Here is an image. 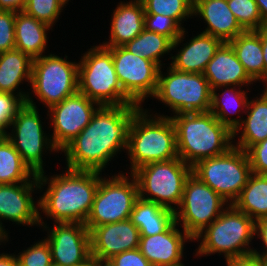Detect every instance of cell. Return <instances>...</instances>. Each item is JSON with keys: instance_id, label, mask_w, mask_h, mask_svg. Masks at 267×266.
Segmentation results:
<instances>
[{"instance_id": "obj_19", "label": "cell", "mask_w": 267, "mask_h": 266, "mask_svg": "<svg viewBox=\"0 0 267 266\" xmlns=\"http://www.w3.org/2000/svg\"><path fill=\"white\" fill-rule=\"evenodd\" d=\"M176 221L163 233L140 236L139 250L152 266L181 265L184 257V245L193 239ZM183 232V233H182Z\"/></svg>"}, {"instance_id": "obj_15", "label": "cell", "mask_w": 267, "mask_h": 266, "mask_svg": "<svg viewBox=\"0 0 267 266\" xmlns=\"http://www.w3.org/2000/svg\"><path fill=\"white\" fill-rule=\"evenodd\" d=\"M39 224L47 231L45 239L51 249L52 264L86 266L91 262L90 231L85 223H55L50 229L39 215Z\"/></svg>"}, {"instance_id": "obj_47", "label": "cell", "mask_w": 267, "mask_h": 266, "mask_svg": "<svg viewBox=\"0 0 267 266\" xmlns=\"http://www.w3.org/2000/svg\"><path fill=\"white\" fill-rule=\"evenodd\" d=\"M255 1L260 11L262 24H265L267 23V0H255Z\"/></svg>"}, {"instance_id": "obj_6", "label": "cell", "mask_w": 267, "mask_h": 266, "mask_svg": "<svg viewBox=\"0 0 267 266\" xmlns=\"http://www.w3.org/2000/svg\"><path fill=\"white\" fill-rule=\"evenodd\" d=\"M83 54L78 62V92L100 106L136 104L122 89L108 47L99 44Z\"/></svg>"}, {"instance_id": "obj_43", "label": "cell", "mask_w": 267, "mask_h": 266, "mask_svg": "<svg viewBox=\"0 0 267 266\" xmlns=\"http://www.w3.org/2000/svg\"><path fill=\"white\" fill-rule=\"evenodd\" d=\"M227 266H265L266 263L259 257L252 255L240 258L226 259Z\"/></svg>"}, {"instance_id": "obj_31", "label": "cell", "mask_w": 267, "mask_h": 266, "mask_svg": "<svg viewBox=\"0 0 267 266\" xmlns=\"http://www.w3.org/2000/svg\"><path fill=\"white\" fill-rule=\"evenodd\" d=\"M233 205L255 222L267 218V175L252 173Z\"/></svg>"}, {"instance_id": "obj_28", "label": "cell", "mask_w": 267, "mask_h": 266, "mask_svg": "<svg viewBox=\"0 0 267 266\" xmlns=\"http://www.w3.org/2000/svg\"><path fill=\"white\" fill-rule=\"evenodd\" d=\"M222 93H217L216 90H212L211 107L210 112L219 120V122L227 126L232 132L242 123L241 113H245L248 94L237 86H223ZM224 90V91H223ZM223 96V97H222ZM233 108L235 110H233ZM233 110V111H232ZM235 112V113H234ZM239 114L238 118L228 117L229 115ZM228 115V116H227Z\"/></svg>"}, {"instance_id": "obj_32", "label": "cell", "mask_w": 267, "mask_h": 266, "mask_svg": "<svg viewBox=\"0 0 267 266\" xmlns=\"http://www.w3.org/2000/svg\"><path fill=\"white\" fill-rule=\"evenodd\" d=\"M34 176L14 145L5 137L0 142V184L29 182Z\"/></svg>"}, {"instance_id": "obj_29", "label": "cell", "mask_w": 267, "mask_h": 266, "mask_svg": "<svg viewBox=\"0 0 267 266\" xmlns=\"http://www.w3.org/2000/svg\"><path fill=\"white\" fill-rule=\"evenodd\" d=\"M186 32L187 31H185L184 28L180 37L173 42L165 35L151 32L144 28L138 36H136L132 41L127 42L124 47L131 53L153 61L162 68V65H165V63H161V57L165 54L171 53L170 51L179 47L184 41L183 39L186 38Z\"/></svg>"}, {"instance_id": "obj_37", "label": "cell", "mask_w": 267, "mask_h": 266, "mask_svg": "<svg viewBox=\"0 0 267 266\" xmlns=\"http://www.w3.org/2000/svg\"><path fill=\"white\" fill-rule=\"evenodd\" d=\"M144 28L148 31L169 37L175 42L181 35V27L173 18L161 14H145Z\"/></svg>"}, {"instance_id": "obj_52", "label": "cell", "mask_w": 267, "mask_h": 266, "mask_svg": "<svg viewBox=\"0 0 267 266\" xmlns=\"http://www.w3.org/2000/svg\"><path fill=\"white\" fill-rule=\"evenodd\" d=\"M65 4H67L69 2V0H62Z\"/></svg>"}, {"instance_id": "obj_7", "label": "cell", "mask_w": 267, "mask_h": 266, "mask_svg": "<svg viewBox=\"0 0 267 266\" xmlns=\"http://www.w3.org/2000/svg\"><path fill=\"white\" fill-rule=\"evenodd\" d=\"M191 173L192 166L178 157L145 164L131 174L137 181L141 199L175 211L181 204L185 182Z\"/></svg>"}, {"instance_id": "obj_42", "label": "cell", "mask_w": 267, "mask_h": 266, "mask_svg": "<svg viewBox=\"0 0 267 266\" xmlns=\"http://www.w3.org/2000/svg\"><path fill=\"white\" fill-rule=\"evenodd\" d=\"M258 236L262 241L263 250L257 251L255 248L252 251V254L256 257H259L267 264V218H262L256 221L255 225V236Z\"/></svg>"}, {"instance_id": "obj_41", "label": "cell", "mask_w": 267, "mask_h": 266, "mask_svg": "<svg viewBox=\"0 0 267 266\" xmlns=\"http://www.w3.org/2000/svg\"><path fill=\"white\" fill-rule=\"evenodd\" d=\"M115 266H152L139 248L127 250L110 259Z\"/></svg>"}, {"instance_id": "obj_8", "label": "cell", "mask_w": 267, "mask_h": 266, "mask_svg": "<svg viewBox=\"0 0 267 266\" xmlns=\"http://www.w3.org/2000/svg\"><path fill=\"white\" fill-rule=\"evenodd\" d=\"M161 70L153 98L168 106L173 115L210 111L212 90L203 73L180 72L170 65L166 75Z\"/></svg>"}, {"instance_id": "obj_45", "label": "cell", "mask_w": 267, "mask_h": 266, "mask_svg": "<svg viewBox=\"0 0 267 266\" xmlns=\"http://www.w3.org/2000/svg\"><path fill=\"white\" fill-rule=\"evenodd\" d=\"M27 0H0V10L19 12L23 11Z\"/></svg>"}, {"instance_id": "obj_17", "label": "cell", "mask_w": 267, "mask_h": 266, "mask_svg": "<svg viewBox=\"0 0 267 266\" xmlns=\"http://www.w3.org/2000/svg\"><path fill=\"white\" fill-rule=\"evenodd\" d=\"M35 190L40 191L37 175L29 182L0 184V225L3 228L4 220L17 225L40 227L39 198L35 202L32 197Z\"/></svg>"}, {"instance_id": "obj_44", "label": "cell", "mask_w": 267, "mask_h": 266, "mask_svg": "<svg viewBox=\"0 0 267 266\" xmlns=\"http://www.w3.org/2000/svg\"><path fill=\"white\" fill-rule=\"evenodd\" d=\"M256 32L262 40L263 60H264V87L267 86V23L262 24Z\"/></svg>"}, {"instance_id": "obj_14", "label": "cell", "mask_w": 267, "mask_h": 266, "mask_svg": "<svg viewBox=\"0 0 267 266\" xmlns=\"http://www.w3.org/2000/svg\"><path fill=\"white\" fill-rule=\"evenodd\" d=\"M123 91L138 105L153 97L160 67L153 61L131 53L124 46L108 47Z\"/></svg>"}, {"instance_id": "obj_38", "label": "cell", "mask_w": 267, "mask_h": 266, "mask_svg": "<svg viewBox=\"0 0 267 266\" xmlns=\"http://www.w3.org/2000/svg\"><path fill=\"white\" fill-rule=\"evenodd\" d=\"M25 102L17 95L0 92V131L7 133L19 108Z\"/></svg>"}, {"instance_id": "obj_27", "label": "cell", "mask_w": 267, "mask_h": 266, "mask_svg": "<svg viewBox=\"0 0 267 266\" xmlns=\"http://www.w3.org/2000/svg\"><path fill=\"white\" fill-rule=\"evenodd\" d=\"M130 220L139 229L140 236H151L165 232L175 222V211L139 197Z\"/></svg>"}, {"instance_id": "obj_13", "label": "cell", "mask_w": 267, "mask_h": 266, "mask_svg": "<svg viewBox=\"0 0 267 266\" xmlns=\"http://www.w3.org/2000/svg\"><path fill=\"white\" fill-rule=\"evenodd\" d=\"M225 205L229 203L191 173L185 182L181 204L175 210V221L194 240L221 215Z\"/></svg>"}, {"instance_id": "obj_23", "label": "cell", "mask_w": 267, "mask_h": 266, "mask_svg": "<svg viewBox=\"0 0 267 266\" xmlns=\"http://www.w3.org/2000/svg\"><path fill=\"white\" fill-rule=\"evenodd\" d=\"M224 42L203 32L193 36L189 42L172 56L170 66L175 70L187 73H203L208 62Z\"/></svg>"}, {"instance_id": "obj_36", "label": "cell", "mask_w": 267, "mask_h": 266, "mask_svg": "<svg viewBox=\"0 0 267 266\" xmlns=\"http://www.w3.org/2000/svg\"><path fill=\"white\" fill-rule=\"evenodd\" d=\"M17 259L20 266H51V249L44 238L22 252L19 251Z\"/></svg>"}, {"instance_id": "obj_22", "label": "cell", "mask_w": 267, "mask_h": 266, "mask_svg": "<svg viewBox=\"0 0 267 266\" xmlns=\"http://www.w3.org/2000/svg\"><path fill=\"white\" fill-rule=\"evenodd\" d=\"M118 4L111 14L109 41L101 44L105 47L124 46L144 29L145 12L141 0L121 1Z\"/></svg>"}, {"instance_id": "obj_33", "label": "cell", "mask_w": 267, "mask_h": 266, "mask_svg": "<svg viewBox=\"0 0 267 266\" xmlns=\"http://www.w3.org/2000/svg\"><path fill=\"white\" fill-rule=\"evenodd\" d=\"M145 14H161L182 22L193 16V0H141Z\"/></svg>"}, {"instance_id": "obj_9", "label": "cell", "mask_w": 267, "mask_h": 266, "mask_svg": "<svg viewBox=\"0 0 267 266\" xmlns=\"http://www.w3.org/2000/svg\"><path fill=\"white\" fill-rule=\"evenodd\" d=\"M192 173L229 204L239 197L252 174L246 151L232 146L224 154L199 160Z\"/></svg>"}, {"instance_id": "obj_11", "label": "cell", "mask_w": 267, "mask_h": 266, "mask_svg": "<svg viewBox=\"0 0 267 266\" xmlns=\"http://www.w3.org/2000/svg\"><path fill=\"white\" fill-rule=\"evenodd\" d=\"M32 98L28 96L26 102L19 108L10 124L12 131L6 133V138L14 145L23 163L38 176L45 173L43 167L45 152L51 150L59 153V151L53 145L50 135L44 133L41 116Z\"/></svg>"}, {"instance_id": "obj_34", "label": "cell", "mask_w": 267, "mask_h": 266, "mask_svg": "<svg viewBox=\"0 0 267 266\" xmlns=\"http://www.w3.org/2000/svg\"><path fill=\"white\" fill-rule=\"evenodd\" d=\"M228 7L245 31H256L262 18L255 0H227Z\"/></svg>"}, {"instance_id": "obj_25", "label": "cell", "mask_w": 267, "mask_h": 266, "mask_svg": "<svg viewBox=\"0 0 267 266\" xmlns=\"http://www.w3.org/2000/svg\"><path fill=\"white\" fill-rule=\"evenodd\" d=\"M262 94L253 100H248L245 115L246 119L233 131V139L239 137L233 146L247 151L251 146L267 138V87ZM242 130V131H240ZM241 135L238 136V133ZM236 144V145H235Z\"/></svg>"}, {"instance_id": "obj_30", "label": "cell", "mask_w": 267, "mask_h": 266, "mask_svg": "<svg viewBox=\"0 0 267 266\" xmlns=\"http://www.w3.org/2000/svg\"><path fill=\"white\" fill-rule=\"evenodd\" d=\"M248 75L254 81L264 82L262 40L256 31H245L228 42Z\"/></svg>"}, {"instance_id": "obj_5", "label": "cell", "mask_w": 267, "mask_h": 266, "mask_svg": "<svg viewBox=\"0 0 267 266\" xmlns=\"http://www.w3.org/2000/svg\"><path fill=\"white\" fill-rule=\"evenodd\" d=\"M256 222L233 204L227 205L221 215L193 241H201L195 257L223 254L226 259L252 255L250 244L255 236Z\"/></svg>"}, {"instance_id": "obj_24", "label": "cell", "mask_w": 267, "mask_h": 266, "mask_svg": "<svg viewBox=\"0 0 267 266\" xmlns=\"http://www.w3.org/2000/svg\"><path fill=\"white\" fill-rule=\"evenodd\" d=\"M33 59L18 49L0 53V92L19 96L26 102L29 92H22V82L31 84ZM18 89V90H17ZM17 91V92H16Z\"/></svg>"}, {"instance_id": "obj_40", "label": "cell", "mask_w": 267, "mask_h": 266, "mask_svg": "<svg viewBox=\"0 0 267 266\" xmlns=\"http://www.w3.org/2000/svg\"><path fill=\"white\" fill-rule=\"evenodd\" d=\"M252 173L267 175V138L253 146L247 151Z\"/></svg>"}, {"instance_id": "obj_1", "label": "cell", "mask_w": 267, "mask_h": 266, "mask_svg": "<svg viewBox=\"0 0 267 266\" xmlns=\"http://www.w3.org/2000/svg\"><path fill=\"white\" fill-rule=\"evenodd\" d=\"M141 108L137 104L100 106L90 123L61 150L65 168L104 171L115 155L127 149L131 121Z\"/></svg>"}, {"instance_id": "obj_48", "label": "cell", "mask_w": 267, "mask_h": 266, "mask_svg": "<svg viewBox=\"0 0 267 266\" xmlns=\"http://www.w3.org/2000/svg\"><path fill=\"white\" fill-rule=\"evenodd\" d=\"M94 266H115L110 259L92 258Z\"/></svg>"}, {"instance_id": "obj_2", "label": "cell", "mask_w": 267, "mask_h": 266, "mask_svg": "<svg viewBox=\"0 0 267 266\" xmlns=\"http://www.w3.org/2000/svg\"><path fill=\"white\" fill-rule=\"evenodd\" d=\"M66 169L65 173L50 177L44 173L37 176L40 192L48 184L39 197V211L54 223H85L100 182V172Z\"/></svg>"}, {"instance_id": "obj_50", "label": "cell", "mask_w": 267, "mask_h": 266, "mask_svg": "<svg viewBox=\"0 0 267 266\" xmlns=\"http://www.w3.org/2000/svg\"><path fill=\"white\" fill-rule=\"evenodd\" d=\"M6 137V133L0 131V142Z\"/></svg>"}, {"instance_id": "obj_39", "label": "cell", "mask_w": 267, "mask_h": 266, "mask_svg": "<svg viewBox=\"0 0 267 266\" xmlns=\"http://www.w3.org/2000/svg\"><path fill=\"white\" fill-rule=\"evenodd\" d=\"M16 12L0 10V53L15 49Z\"/></svg>"}, {"instance_id": "obj_16", "label": "cell", "mask_w": 267, "mask_h": 266, "mask_svg": "<svg viewBox=\"0 0 267 266\" xmlns=\"http://www.w3.org/2000/svg\"><path fill=\"white\" fill-rule=\"evenodd\" d=\"M99 107L95 101L76 92L48 108L47 116L50 117V126H53L50 136L59 152L90 123Z\"/></svg>"}, {"instance_id": "obj_18", "label": "cell", "mask_w": 267, "mask_h": 266, "mask_svg": "<svg viewBox=\"0 0 267 266\" xmlns=\"http://www.w3.org/2000/svg\"><path fill=\"white\" fill-rule=\"evenodd\" d=\"M140 231L129 219L94 227L90 231L91 258L111 259L139 248Z\"/></svg>"}, {"instance_id": "obj_35", "label": "cell", "mask_w": 267, "mask_h": 266, "mask_svg": "<svg viewBox=\"0 0 267 266\" xmlns=\"http://www.w3.org/2000/svg\"><path fill=\"white\" fill-rule=\"evenodd\" d=\"M65 6L62 0H27L23 11L53 28Z\"/></svg>"}, {"instance_id": "obj_51", "label": "cell", "mask_w": 267, "mask_h": 266, "mask_svg": "<svg viewBox=\"0 0 267 266\" xmlns=\"http://www.w3.org/2000/svg\"><path fill=\"white\" fill-rule=\"evenodd\" d=\"M86 266H94L93 262L91 261L90 263H88Z\"/></svg>"}, {"instance_id": "obj_3", "label": "cell", "mask_w": 267, "mask_h": 266, "mask_svg": "<svg viewBox=\"0 0 267 266\" xmlns=\"http://www.w3.org/2000/svg\"><path fill=\"white\" fill-rule=\"evenodd\" d=\"M168 117L176 129L178 156L190 166L199 160L224 154L233 146V132L210 111Z\"/></svg>"}, {"instance_id": "obj_12", "label": "cell", "mask_w": 267, "mask_h": 266, "mask_svg": "<svg viewBox=\"0 0 267 266\" xmlns=\"http://www.w3.org/2000/svg\"><path fill=\"white\" fill-rule=\"evenodd\" d=\"M50 53L33 59L31 89L49 108L78 92V63Z\"/></svg>"}, {"instance_id": "obj_20", "label": "cell", "mask_w": 267, "mask_h": 266, "mask_svg": "<svg viewBox=\"0 0 267 266\" xmlns=\"http://www.w3.org/2000/svg\"><path fill=\"white\" fill-rule=\"evenodd\" d=\"M211 90L223 86H248L255 82L238 60L235 51L228 42H224L208 62L203 72Z\"/></svg>"}, {"instance_id": "obj_10", "label": "cell", "mask_w": 267, "mask_h": 266, "mask_svg": "<svg viewBox=\"0 0 267 266\" xmlns=\"http://www.w3.org/2000/svg\"><path fill=\"white\" fill-rule=\"evenodd\" d=\"M95 192L91 212L85 222L91 231L94 227L129 219L136 200L138 185L131 173L102 177ZM107 178V179H106Z\"/></svg>"}, {"instance_id": "obj_4", "label": "cell", "mask_w": 267, "mask_h": 266, "mask_svg": "<svg viewBox=\"0 0 267 266\" xmlns=\"http://www.w3.org/2000/svg\"><path fill=\"white\" fill-rule=\"evenodd\" d=\"M148 111L142 107L130 124L126 149L130 159V173L151 162L179 157L172 119L167 115L150 114Z\"/></svg>"}, {"instance_id": "obj_26", "label": "cell", "mask_w": 267, "mask_h": 266, "mask_svg": "<svg viewBox=\"0 0 267 266\" xmlns=\"http://www.w3.org/2000/svg\"><path fill=\"white\" fill-rule=\"evenodd\" d=\"M52 27L24 11L16 12L15 48L29 55L32 59L43 56L48 46L47 31Z\"/></svg>"}, {"instance_id": "obj_49", "label": "cell", "mask_w": 267, "mask_h": 266, "mask_svg": "<svg viewBox=\"0 0 267 266\" xmlns=\"http://www.w3.org/2000/svg\"><path fill=\"white\" fill-rule=\"evenodd\" d=\"M8 231L0 225V245L9 241Z\"/></svg>"}, {"instance_id": "obj_46", "label": "cell", "mask_w": 267, "mask_h": 266, "mask_svg": "<svg viewBox=\"0 0 267 266\" xmlns=\"http://www.w3.org/2000/svg\"><path fill=\"white\" fill-rule=\"evenodd\" d=\"M0 266H18V259L16 254L1 253Z\"/></svg>"}, {"instance_id": "obj_21", "label": "cell", "mask_w": 267, "mask_h": 266, "mask_svg": "<svg viewBox=\"0 0 267 266\" xmlns=\"http://www.w3.org/2000/svg\"><path fill=\"white\" fill-rule=\"evenodd\" d=\"M203 18L207 28L203 33L229 42L245 32L228 7L227 0H193V16Z\"/></svg>"}]
</instances>
